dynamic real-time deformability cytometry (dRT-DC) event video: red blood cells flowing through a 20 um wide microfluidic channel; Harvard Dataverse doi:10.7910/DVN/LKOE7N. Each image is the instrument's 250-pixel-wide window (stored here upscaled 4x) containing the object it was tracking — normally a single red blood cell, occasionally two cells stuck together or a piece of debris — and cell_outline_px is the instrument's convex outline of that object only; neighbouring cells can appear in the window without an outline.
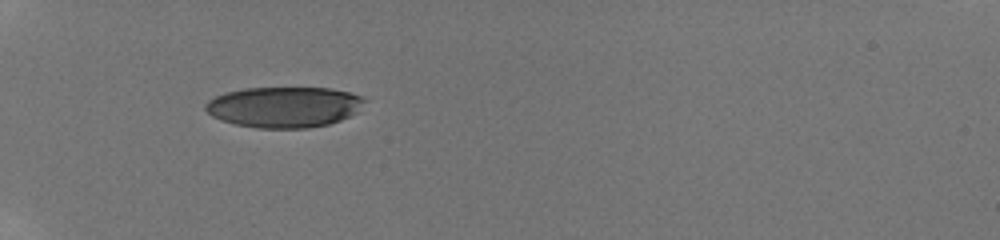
{"species": "human", "species_latin": "Homo sapiens", "temperature_condition": "room temperature", "stored_images_in_passage": 12, "camera_frame_rate_fps": 3000, "um_per_image_px": 0.085, "donor": {"sex": "male"}, "frame": {"image": 1, "passage_image": 1, "time_ms": 0.0, "image_size_px": [1000, 240], "cell_outline_px": [[368, 100], [356, 112], [340, 120], [328, 124], [308, 128], [256, 128], [236, 124], [220, 120], [212, 116], [204, 108], [204, 104], [208, 100], [224, 92], [244, 88], [332, 88], [364, 96]], "centroid_in_image_um": [24.15, 9.09], "position_along_channel_um": 60.9, "area_um2": 37.97}}
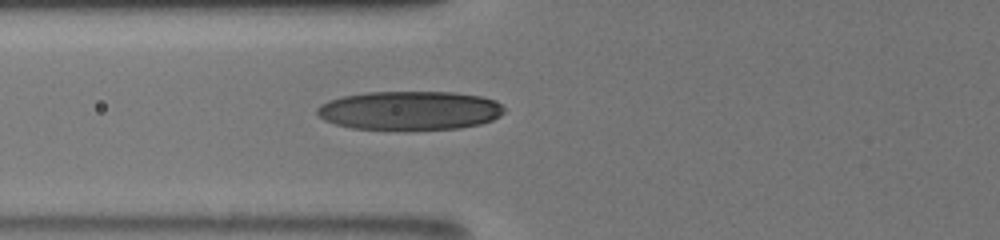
{"frame": {"image": 2, "passage_image": 9, "time_ms": 1.333, "image_size_px": [1000, 240], "cell_outline_px": [[504, 112], [500, 116], [492, 120], [480, 124], [460, 128], [352, 128], [336, 124], [324, 120], [316, 112], [316, 108], [320, 104], [328, 100], [344, 96], [368, 92], [452, 92], [480, 96], [496, 100], [504, 108]], "centroid_in_image_um": [34.83, 9.37], "position_along_channel_um": 91.0, "area_um2": 41.85}}